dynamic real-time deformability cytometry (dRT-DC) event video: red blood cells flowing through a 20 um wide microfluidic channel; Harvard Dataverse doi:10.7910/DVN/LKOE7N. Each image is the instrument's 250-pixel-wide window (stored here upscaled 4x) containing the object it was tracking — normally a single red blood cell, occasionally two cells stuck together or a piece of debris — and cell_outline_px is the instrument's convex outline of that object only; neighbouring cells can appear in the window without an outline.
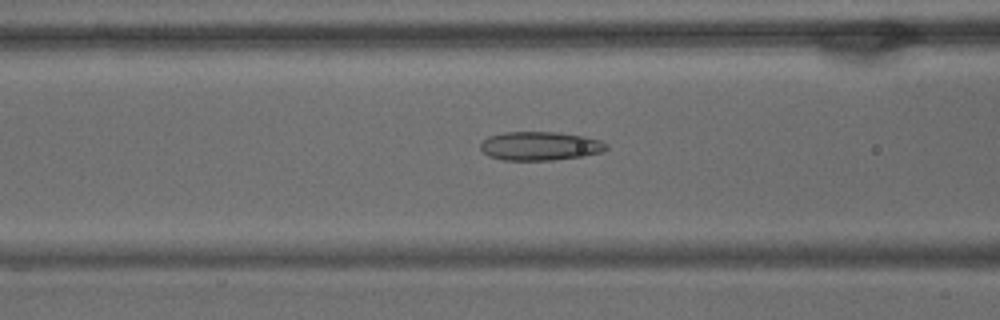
{"species": "common noctule bat (a hibernating species)", "species_latin": "Nyctalus noctula", "temperature_condition": "warm", "stored_images_in_passage": 58, "camera_frame_rate_fps": 3000, "um_per_image_px": 0.085, "animal": {"sex": "male", "body_mass_g": 15.6}, "frame": {"image": 1, "passage_image": 23, "time_ms": 7.333, "image_size_px": [1000, 320], "cell_outline_px": [[608, 148], [604, 152], [584, 156], [552, 160], [504, 160], [488, 156], [480, 148], [480, 144], [488, 136], [504, 132], [556, 132], [584, 136], [600, 140], [608, 144]], "centroid_in_image_um": [45.93, 12.41], "position_along_channel_um": 120.7, "area_um2": 21.21}}
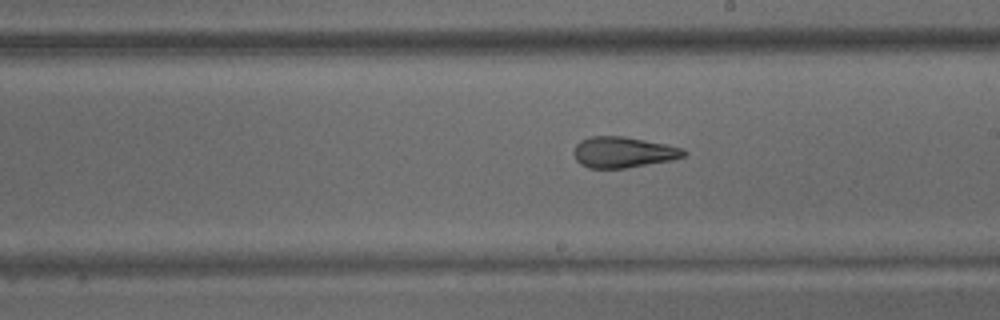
{"frame": {"image": 2, "passage_image": 33, "time_ms": 10.667, "image_size_px": [1000, 320], "cell_outline_px": [[688, 152], [684, 156], [672, 160], [624, 168], [588, 168], [580, 164], [576, 160], [572, 152], [576, 144], [580, 140], [588, 136], [624, 136], [668, 144], [684, 148]], "centroid_in_image_um": [52.96, 12.93], "position_along_channel_um": 236.0, "area_um2": 20.06}}
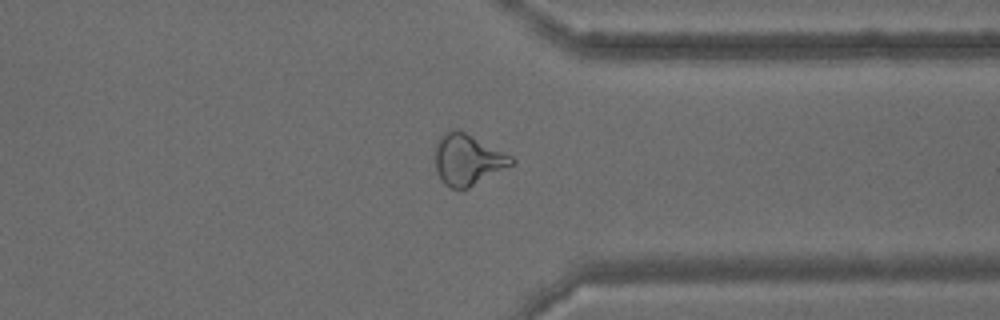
{"frame": {"image": 3, "passage_image": 45, "time_ms": 14.667, "image_size_px": [1000, 320], "cell_outline_px": [[516, 164], [468, 188], [452, 188], [444, 184], [440, 180], [436, 172], [436, 140], [444, 132], [452, 128], [456, 128], [512, 156], [516, 160]], "centroid_in_image_um": [39.76, 13.57], "position_along_channel_um": 371.6, "area_um2": 22.77}, "authors_computed_cell_mechanics": {"area_um2": 23.2645, "velocity_mm_per_s": 3.4589, "shape_relaxation_time_tau1_ms": null, "shape_relaxation_time_tau2_ms": 2.2239, "deformation_change_tau1": null, "deformation_change_tau2": 0.1165}}